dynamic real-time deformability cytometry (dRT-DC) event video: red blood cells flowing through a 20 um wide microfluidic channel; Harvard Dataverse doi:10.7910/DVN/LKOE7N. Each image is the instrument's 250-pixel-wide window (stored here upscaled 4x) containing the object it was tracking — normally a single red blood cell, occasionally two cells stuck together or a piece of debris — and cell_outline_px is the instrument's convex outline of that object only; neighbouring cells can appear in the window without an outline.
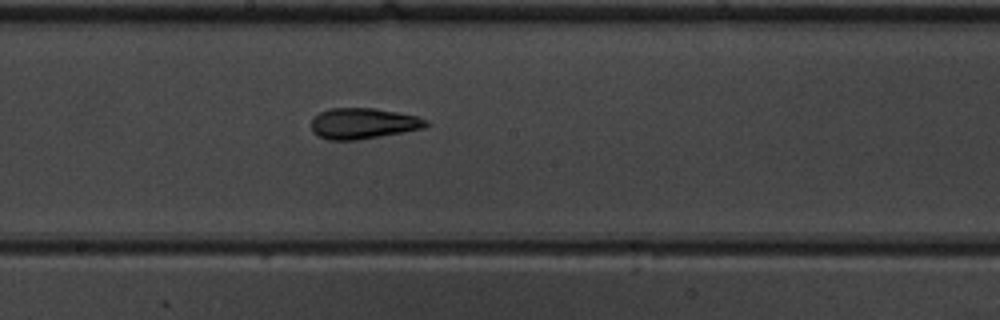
{"species": "common noctule bat (a hibernating species)", "species_latin": "Nyctalus noctula", "temperature_condition": "warm", "stored_images_in_passage": 9, "camera_frame_rate_fps": 3000, "um_per_image_px": 0.085, "animal": {"sex": "male", "body_mass_g": 19.5, "forearm_length_mm": 54.6}, "frame": {"image": 1, "passage_image": 9, "time_ms": 2.667, "image_size_px": [1000, 320], "cell_outline_px": [[432, 124], [424, 128], [404, 132], [356, 140], [328, 140], [316, 136], [312, 132], [312, 120], [320, 112], [328, 108], [372, 108], [396, 112], [416, 116], [428, 120]], "centroid_in_image_um": [30.87, 10.5], "position_along_channel_um": 217.3, "area_um2": 20.69}}